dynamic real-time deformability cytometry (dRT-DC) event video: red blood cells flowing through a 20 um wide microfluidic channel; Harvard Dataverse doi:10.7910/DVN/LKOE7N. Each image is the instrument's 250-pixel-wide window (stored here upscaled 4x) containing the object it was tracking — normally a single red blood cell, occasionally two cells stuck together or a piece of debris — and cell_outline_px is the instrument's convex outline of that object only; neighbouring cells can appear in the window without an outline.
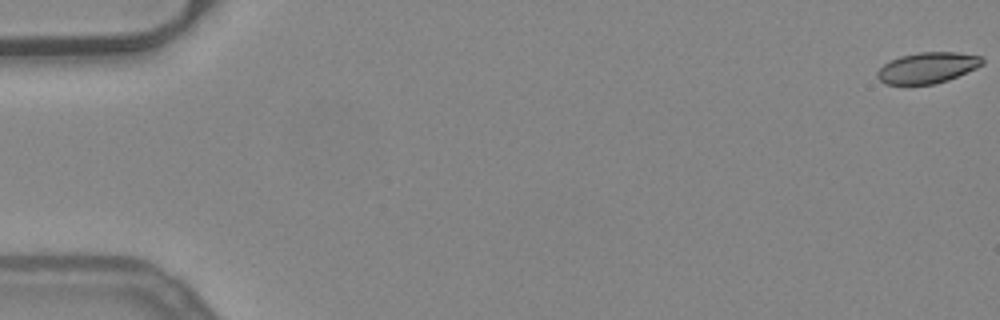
{"species": "common noctule bat (a hibernating species)", "species_latin": "Nyctalus noctula", "temperature_condition": "warm", "stored_images_in_passage": 53, "camera_frame_rate_fps": 3000, "um_per_image_px": 0.085, "animal": {"sex": "female", "body_mass_g": 24.6, "forearm_length_mm": 56.2}, "frame": {"image": 1, "passage_image": 1, "time_ms": 0.0, "image_size_px": [1000, 320], "cell_outline_px": [[984, 64], [976, 68], [948, 80], [936, 84], [884, 84], [876, 76], [876, 72], [884, 64], [900, 56], [920, 52], [956, 52], [980, 56], [984, 60]], "centroid_in_image_um": [78.84, 5.76], "position_along_channel_um": 6.2, "area_um2": 18.84}}
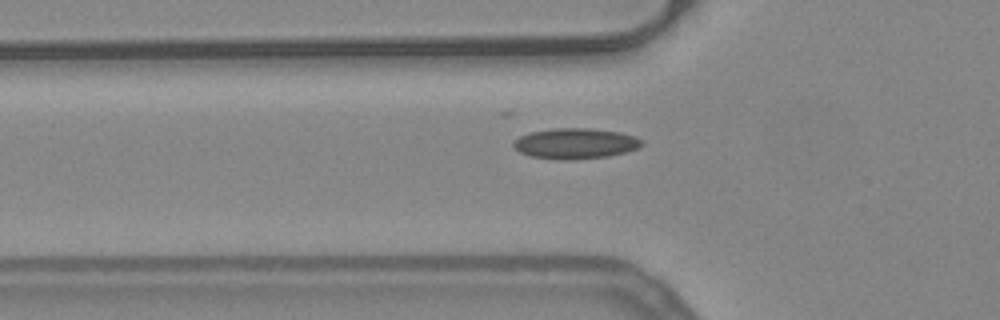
{"frame": {"image": 2, "passage_image": 19, "time_ms": 6.0, "image_size_px": [1000, 320], "cell_outline_px": [[644, 144], [640, 148], [628, 152], [608, 156], [572, 160], [560, 160], [528, 156], [520, 152], [512, 144], [520, 136], [528, 132], [556, 128], [592, 128], [620, 132], [636, 136]], "centroid_in_image_um": [48.94, 12.2], "position_along_channel_um": 76.9, "area_um2": 23.12}}
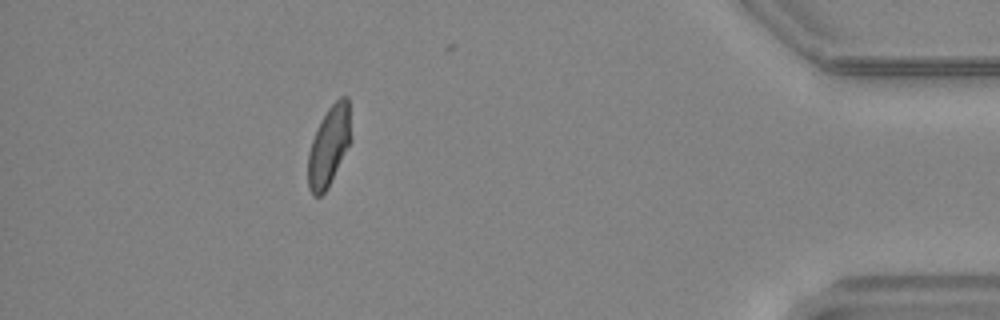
{"frame": {"image": 3, "passage_image": 48, "time_ms": 15.667, "image_size_px": [1000, 320], "cell_outline_px": [[352, 140], [328, 188], [320, 196], [312, 196], [308, 188], [308, 152], [316, 128], [328, 108], [340, 96], [348, 96]], "centroid_in_image_um": [27.97, 12.41], "position_along_channel_um": 407.2, "area_um2": 20.29}, "authors_computed_cell_mechanics": {"area_um2": 20.6924, "velocity_mm_per_s": 3.946, "shape_relaxation_time_tau1_ms": null, "shape_relaxation_time_tau2_ms": 1.8341, "deformation_change_tau1": null, "deformation_change_tau2": 0.0762}}